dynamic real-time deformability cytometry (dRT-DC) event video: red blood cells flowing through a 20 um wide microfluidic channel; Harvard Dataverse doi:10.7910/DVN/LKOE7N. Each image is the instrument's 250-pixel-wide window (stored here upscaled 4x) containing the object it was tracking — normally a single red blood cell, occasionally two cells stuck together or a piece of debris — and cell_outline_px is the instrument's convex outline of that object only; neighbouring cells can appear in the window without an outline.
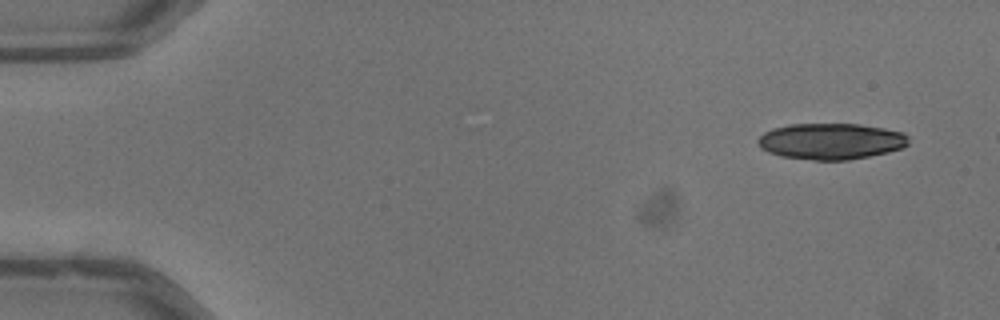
{"species": "common noctule bat (a hibernating species)", "species_latin": "Nyctalus noctula", "temperature_condition": "warm", "stored_images_in_passage": 3, "camera_frame_rate_fps": 3000, "um_per_image_px": 0.085, "animal": {"sex": "male", "body_mass_g": 13.3}, "frame": {"image": 1, "passage_image": 1, "time_ms": 0.0, "image_size_px": [1000, 320], "cell_outline_px": [[908, 144], [900, 148], [888, 152], [848, 160], [812, 160], [780, 156], [768, 152], [760, 148], [756, 140], [764, 132], [772, 128], [788, 124], [860, 124], [884, 128], [904, 132], [908, 136]], "centroid_in_image_um": [70.6, 12.0], "position_along_channel_um": 14.4, "area_um2": 31.91}}